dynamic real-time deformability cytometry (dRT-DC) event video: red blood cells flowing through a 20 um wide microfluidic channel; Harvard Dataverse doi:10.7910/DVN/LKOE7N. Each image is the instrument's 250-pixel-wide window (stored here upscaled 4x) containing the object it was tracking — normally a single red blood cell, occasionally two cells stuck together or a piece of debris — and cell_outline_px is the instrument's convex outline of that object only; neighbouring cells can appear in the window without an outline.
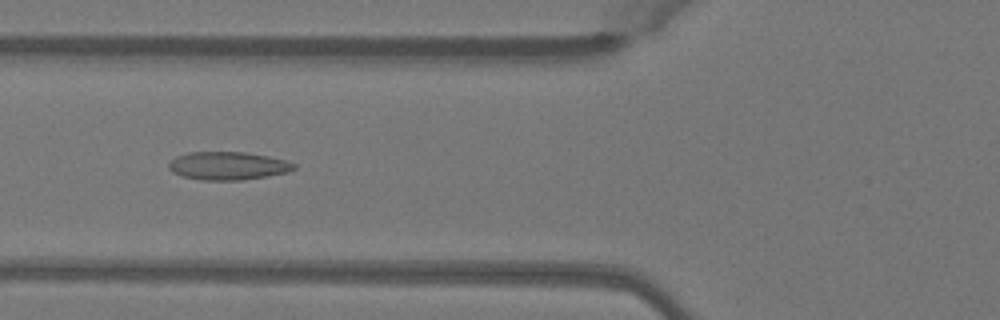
{"species": "Egyptian fruit bat (a non-hibernating species)", "species_latin": "Rousettus aegyptiacus", "temperature_condition": "warm", "stored_images_in_passage": 46, "camera_frame_rate_fps": 3000, "um_per_image_px": 0.085, "animal": {"sex": "female"}, "frame": {"image": 1, "passage_image": 15, "time_ms": 4.667, "image_size_px": [1000, 320], "cell_outline_px": [[296, 168], [288, 172], [240, 180], [204, 180], [184, 176], [172, 172], [168, 168], [168, 164], [176, 156], [188, 152], [244, 152], [268, 156], [284, 160], [296, 164]], "centroid_in_image_um": [19.36, 14.08], "position_along_channel_um": 106.4, "area_um2": 20.29}}
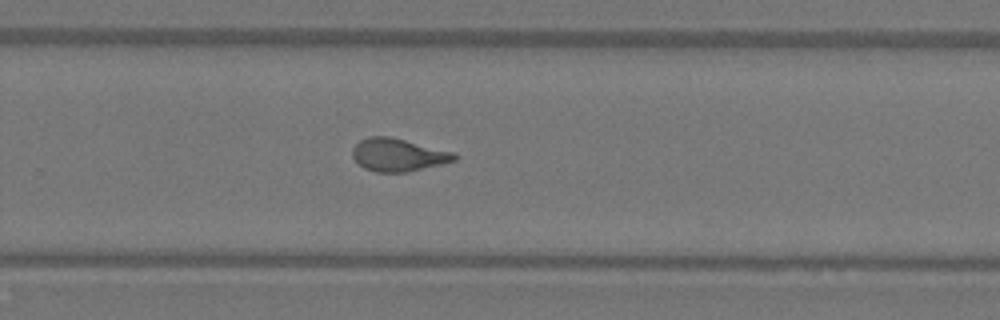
{"frame": {"image": 2, "passage_image": 29, "time_ms": 9.333, "image_size_px": [1000, 320], "cell_outline_px": [[456, 160], [440, 164], [404, 172], [376, 172], [364, 168], [352, 156], [352, 148], [360, 140], [368, 136], [388, 136], [456, 152]], "centroid_in_image_um": [33.82, 13.15], "position_along_channel_um": 296.0, "area_um2": 19.31}}
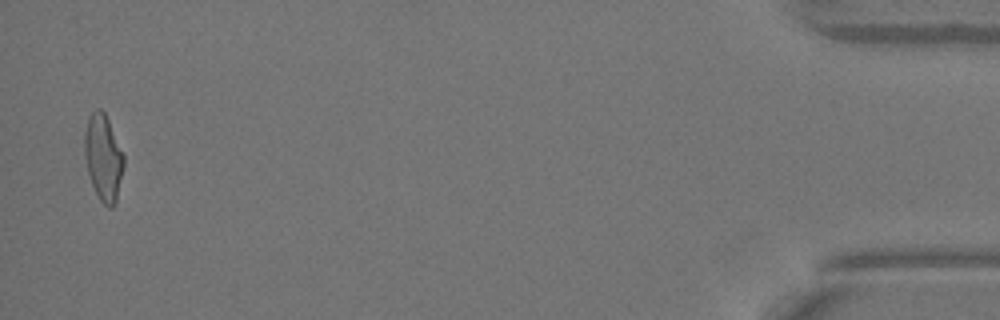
{"frame": {"image": 3, "passage_image": 45, "time_ms": 14.667, "image_size_px": [1000, 320], "cell_outline_px": [[124, 164], [116, 200], [112, 208], [108, 208], [100, 200], [92, 184], [88, 172], [84, 156], [84, 132], [88, 116], [96, 108], [100, 108], [104, 112], [108, 120], [124, 156]], "centroid_in_image_um": [8.76, 13.37], "position_along_channel_um": 426.4, "area_um2": 19.54}, "authors_computed_cell_mechanics": {"area_um2": 19.5075, "velocity_mm_per_s": 4.0638, "shape_relaxation_time_tau1_ms": null, "shape_relaxation_time_tau2_ms": 1.4504, "deformation_change_tau1": null, "deformation_change_tau2": 0.0887}}